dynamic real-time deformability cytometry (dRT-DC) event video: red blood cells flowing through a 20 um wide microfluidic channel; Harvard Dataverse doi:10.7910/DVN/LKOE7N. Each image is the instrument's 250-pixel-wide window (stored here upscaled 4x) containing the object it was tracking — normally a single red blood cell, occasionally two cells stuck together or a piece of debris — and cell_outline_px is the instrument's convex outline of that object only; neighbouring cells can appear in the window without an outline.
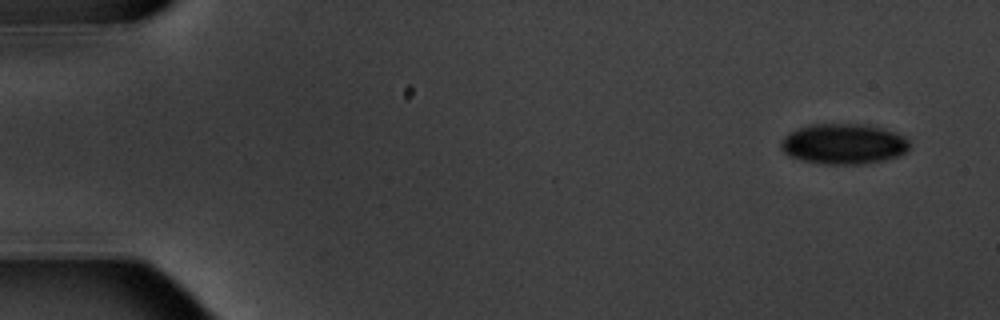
{"species": "common noctule bat (a hibernating species)", "species_latin": "Nyctalus noctula", "temperature_condition": "warm", "stored_images_in_passage": 5, "camera_frame_rate_fps": 3000, "um_per_image_px": 0.085, "animal": {"sex": "male", "body_mass_g": 20.1, "forearm_length_mm": 53.5}, "frame": {"image": 1, "passage_image": 1, "time_ms": 0.0, "image_size_px": [1000, 320], "cell_outline_px": [[908, 152], [884, 160], [864, 164], [820, 164], [788, 156], [780, 148], [780, 144], [784, 136], [796, 128], [808, 124], [868, 124], [896, 132], [904, 136], [908, 140]], "centroid_in_image_um": [71.69, 12.23], "position_along_channel_um": 13.3, "area_um2": 30.58}}